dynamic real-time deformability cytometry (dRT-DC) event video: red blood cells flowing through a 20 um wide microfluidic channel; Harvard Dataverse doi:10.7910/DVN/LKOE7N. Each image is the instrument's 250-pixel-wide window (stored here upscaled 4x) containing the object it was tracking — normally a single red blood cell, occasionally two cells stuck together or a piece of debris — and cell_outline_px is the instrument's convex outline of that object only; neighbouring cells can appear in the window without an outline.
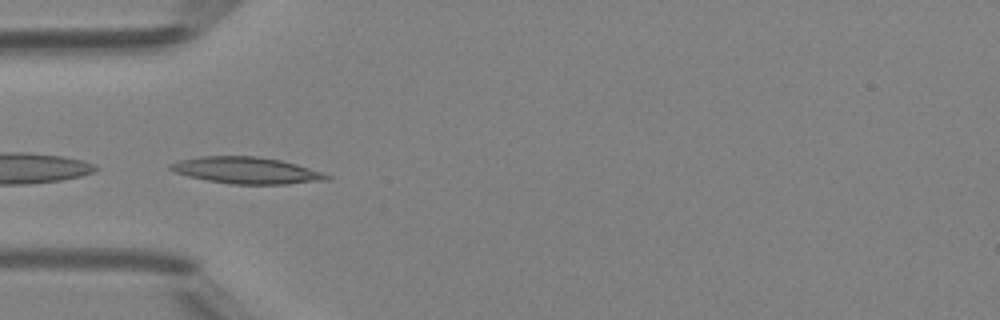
{"species": "Egyptian fruit bat (a non-hibernating species)", "species_latin": "Rousettus aegyptiacus", "temperature_condition": "room temperature", "stored_images_in_passage": 8, "camera_frame_rate_fps": 3000, "um_per_image_px": 0.085, "animal": {"sex": "female"}, "frame": {"image": 1, "passage_image": 1, "time_ms": 0.0, "image_size_px": [1000, 320], "cell_outline_px": [[332, 176], [328, 180], [288, 184], [232, 184], [208, 180], [188, 176], [176, 172], [168, 168], [168, 164], [176, 160], [200, 156], [256, 156], [280, 160], [296, 164], [324, 172]], "centroid_in_image_um": [20.95, 14.48], "position_along_channel_um": 64.1, "area_um2": 24.33}}
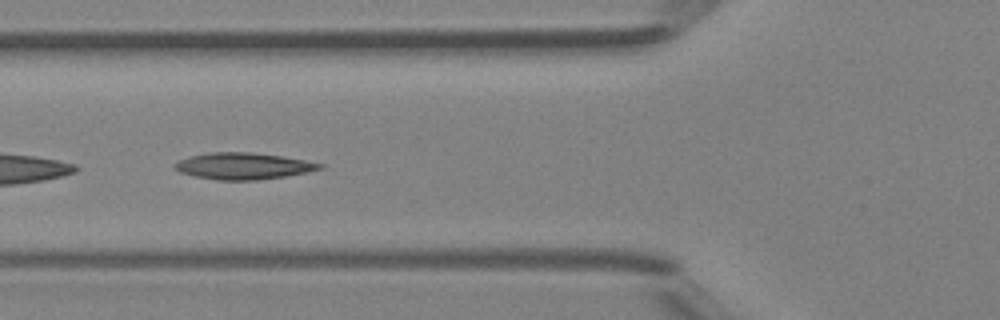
{"frame": {"image": 2, "passage_image": 4, "time_ms": 1.0, "image_size_px": [1000, 320], "cell_outline_px": [[324, 168], [284, 176], [256, 180], [216, 180], [196, 176], [180, 172], [172, 164], [188, 156], [208, 152], [252, 152], [284, 156], [324, 164]], "centroid_in_image_um": [20.66, 14.1], "position_along_channel_um": 105.1, "area_um2": 22.37}}